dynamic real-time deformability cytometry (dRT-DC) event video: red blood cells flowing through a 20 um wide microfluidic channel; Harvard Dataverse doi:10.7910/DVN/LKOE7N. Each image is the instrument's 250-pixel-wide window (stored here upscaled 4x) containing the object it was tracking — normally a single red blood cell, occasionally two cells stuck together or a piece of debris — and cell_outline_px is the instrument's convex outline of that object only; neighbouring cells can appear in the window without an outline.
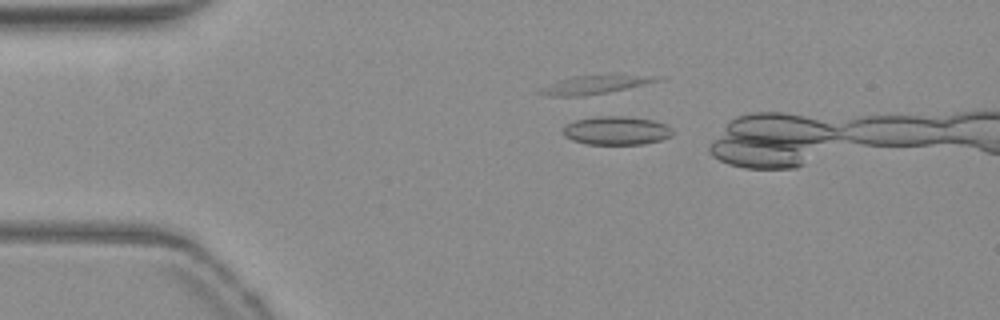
{"species": "common noctule bat (a hibernating species)", "species_latin": "Nyctalus noctula", "temperature_condition": "warm", "stored_images_in_passage": 6, "camera_frame_rate_fps": 3000, "um_per_image_px": 0.085, "animal": {"sex": "female", "body_mass_g": 19.3, "forearm_length_mm": 54.1}, "frame": {"image": 1, "passage_image": 2, "time_ms": 0.333, "image_size_px": [1000, 320], "cell_outline_px": [[672, 136], [660, 140], [644, 144], [588, 144], [572, 140], [564, 136], [564, 128], [568, 124], [576, 120], [596, 116], [624, 116], [652, 120], [664, 124], [672, 128]], "centroid_in_image_um": [52.41, 11.1], "position_along_channel_um": 32.6, "area_um2": 18.09}}